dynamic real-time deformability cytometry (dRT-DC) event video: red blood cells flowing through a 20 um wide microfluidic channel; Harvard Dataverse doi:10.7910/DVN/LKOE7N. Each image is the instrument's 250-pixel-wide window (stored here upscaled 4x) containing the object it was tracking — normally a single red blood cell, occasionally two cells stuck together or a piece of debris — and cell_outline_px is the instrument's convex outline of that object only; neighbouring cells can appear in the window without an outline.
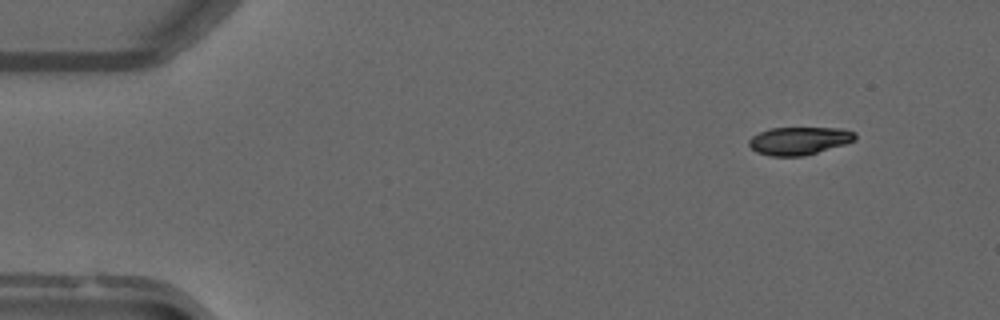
{"species": "common noctule bat (a hibernating species)", "species_latin": "Nyctalus noctula", "temperature_condition": "warm", "stored_images_in_passage": 14, "camera_frame_rate_fps": 3000, "um_per_image_px": 0.085, "animal": {"sex": "male", "forearm_length_mm": 52.5}, "frame": {"image": 1, "passage_image": 5, "time_ms": 1.333, "image_size_px": [1000, 320], "cell_outline_px": [[856, 140], [844, 144], [804, 156], [772, 156], [756, 152], [748, 144], [748, 140], [752, 136], [760, 132], [772, 128], [840, 128], [856, 132]], "centroid_in_image_um": [67.93, 11.96], "position_along_channel_um": 17.1, "area_um2": 17.17}}